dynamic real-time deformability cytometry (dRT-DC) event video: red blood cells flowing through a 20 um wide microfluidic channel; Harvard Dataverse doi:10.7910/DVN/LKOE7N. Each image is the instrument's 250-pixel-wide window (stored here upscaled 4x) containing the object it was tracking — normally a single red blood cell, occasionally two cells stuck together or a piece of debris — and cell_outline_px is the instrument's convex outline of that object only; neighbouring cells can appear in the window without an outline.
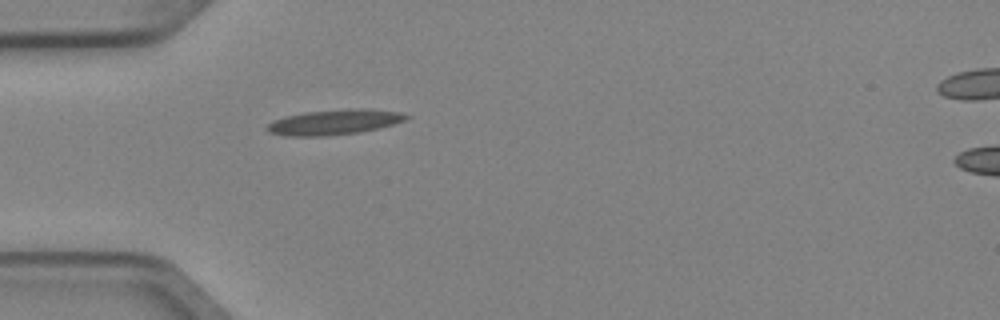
{"species": "Egyptian fruit bat (a non-hibernating species)", "species_latin": "Rousettus aegyptiacus", "temperature_condition": "cold", "stored_images_in_passage": 2, "segment_of_instrument_passage": [1, 2], "camera_frame_rate_fps": 3000, "um_per_image_px": 0.085, "animal": {"sex": "female"}, "frame": {"image": 1, "passage_image": 1, "time_ms": 0.0, "image_size_px": [1000, 320], "cell_outline_px": [[412, 116], [404, 120], [392, 124], [360, 132], [324, 136], [284, 136], [268, 132], [264, 128], [272, 120], [284, 116], [304, 112], [348, 108], [364, 108], [404, 112]], "centroid_in_image_um": [28.38, 10.37], "position_along_channel_um": 56.6, "area_um2": 20.69}}